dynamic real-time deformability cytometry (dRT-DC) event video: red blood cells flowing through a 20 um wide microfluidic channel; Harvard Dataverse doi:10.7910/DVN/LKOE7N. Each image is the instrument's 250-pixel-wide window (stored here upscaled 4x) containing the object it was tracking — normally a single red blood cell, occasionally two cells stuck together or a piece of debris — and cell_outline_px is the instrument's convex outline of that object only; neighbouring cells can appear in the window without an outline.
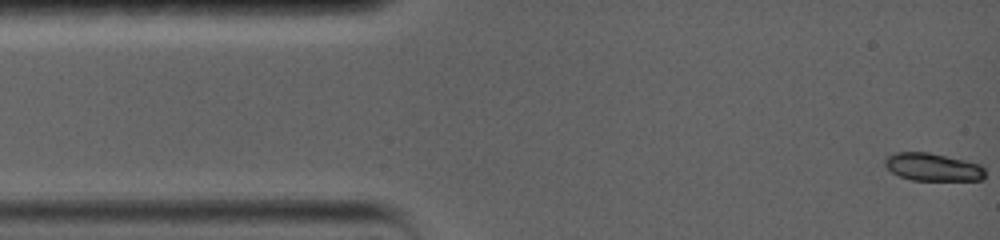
{"species": "common noctule bat (a hibernating species)", "species_latin": "Nyctalus noctula", "temperature_condition": "warm", "stored_images_in_passage": 34, "camera_frame_rate_fps": 5000, "um_per_image_px": 0.085, "animal": {"sex": "female", "body_mass_g": 19.0, "forearm_length_mm": 56.7}, "frame": {"image": 1, "passage_image": 1, "time_ms": 0.0, "image_size_px": [1000, 240], "cell_outline_px": [[984, 180], [912, 180], [900, 176], [892, 172], [884, 164], [884, 160], [892, 152], [928, 152], [964, 160], [980, 164], [984, 168]], "centroid_in_image_um": [79.28, 14.19], "position_along_channel_um": 5.7, "area_um2": 16.18}}
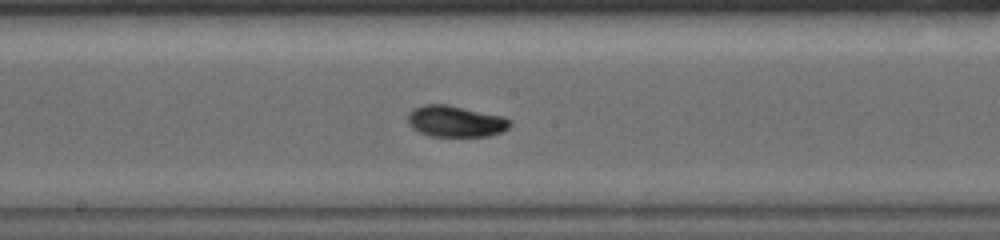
{"frame": {"image": 2, "passage_image": 15, "time_ms": 8.0, "image_size_px": [1000, 240], "cell_outline_px": [[512, 124], [508, 128], [500, 132], [488, 136], [432, 136], [420, 132], [412, 128], [408, 124], [408, 112], [412, 108], [424, 104], [448, 104], [504, 116], [512, 120]], "centroid_in_image_um": [38.72, 10.29], "position_along_channel_um": 209.5, "area_um2": 18.84}}
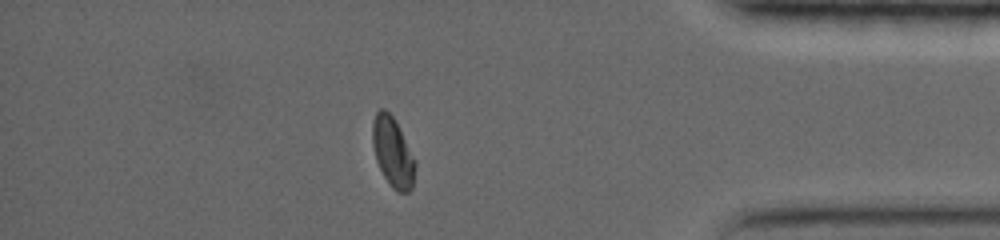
{"frame": {"image": 3, "passage_image": 29, "time_ms": 14.2, "image_size_px": [1000, 240], "cell_outline_px": [[416, 168], [412, 188], [408, 192], [396, 192], [392, 188], [384, 176], [376, 160], [372, 144], [372, 120], [376, 112], [380, 108], [384, 108], [396, 120], [416, 160]], "centroid_in_image_um": [33.39, 12.92], "position_along_channel_um": 401.8, "area_um2": 17.63}, "authors_computed_cell_mechanics": {"area_um2": 18.1492, "velocity_mm_per_s": 3.5949, "shape_relaxation_time_tau1_ms": 3.8516, "shape_relaxation_time_tau2_ms": null, "deformation_change_tau1": 0.1492, "deformation_change_tau2": null}}